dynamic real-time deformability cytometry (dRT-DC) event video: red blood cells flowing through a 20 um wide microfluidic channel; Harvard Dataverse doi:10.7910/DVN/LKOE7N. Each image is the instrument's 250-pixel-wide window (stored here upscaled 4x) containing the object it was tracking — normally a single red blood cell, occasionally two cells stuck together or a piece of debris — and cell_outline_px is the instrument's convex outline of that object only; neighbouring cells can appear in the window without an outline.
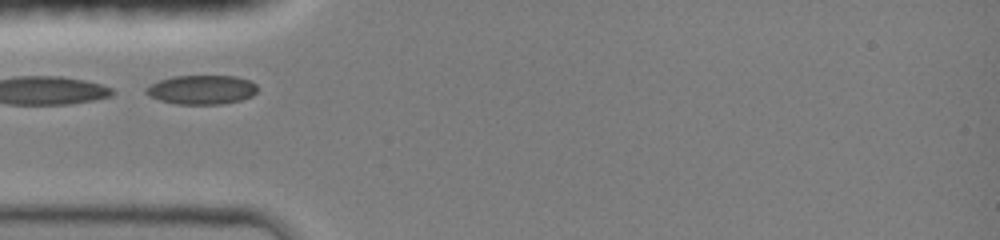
{"species": "common noctule bat (a hibernating species)", "species_latin": "Nyctalus noctula", "temperature_condition": "room temperature", "stored_images_in_passage": 52, "camera_frame_rate_fps": 3000, "um_per_image_px": 0.085, "animal": {"sex": "female", "body_mass_g": 19.0, "forearm_length_mm": 51.5}, "frame": {"image": 1, "passage_image": 1, "time_ms": 0.0, "image_size_px": [1000, 240], "cell_outline_px": [[256, 92], [252, 96], [240, 100], [220, 104], [176, 104], [160, 100], [148, 96], [144, 92], [144, 88], [148, 84], [172, 76], [236, 76], [248, 80], [256, 84]], "centroid_in_image_um": [17.08, 7.62], "position_along_channel_um": 67.9, "area_um2": 19.02}}
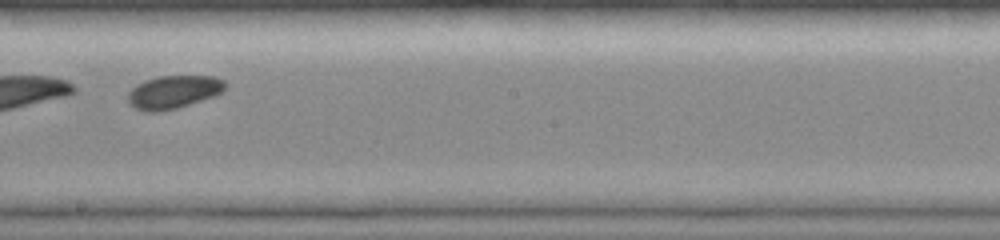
{"frame": {"image": 2, "passage_image": 24, "time_ms": 4.0, "image_size_px": [1000, 240], "cell_outline_px": [[228, 84], [220, 92], [212, 96], [176, 108], [156, 112], [144, 112], [128, 104], [128, 92], [136, 84], [144, 80], [156, 76], [216, 76], [224, 80]], "centroid_in_image_um": [14.7, 7.8], "position_along_channel_um": 233.5, "area_um2": 18.73}}
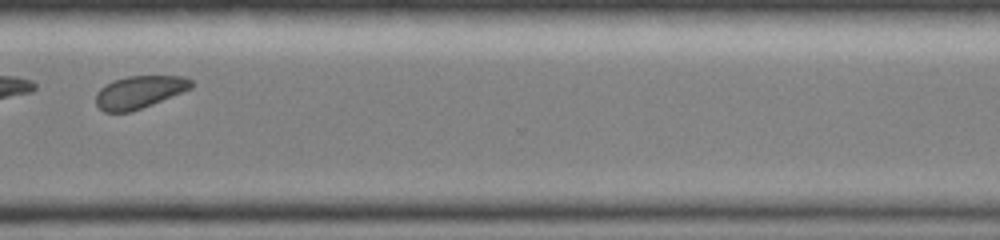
{"frame": {"image": 3, "passage_image": 41, "time_ms": 7.0, "image_size_px": [1000, 240], "cell_outline_px": [[192, 88], [152, 104], [128, 112], [104, 112], [96, 104], [96, 92], [104, 84], [112, 80], [128, 76], [184, 76], [192, 80]], "centroid_in_image_um": [11.82, 7.81], "position_along_channel_um": 358.8, "area_um2": 18.03}}